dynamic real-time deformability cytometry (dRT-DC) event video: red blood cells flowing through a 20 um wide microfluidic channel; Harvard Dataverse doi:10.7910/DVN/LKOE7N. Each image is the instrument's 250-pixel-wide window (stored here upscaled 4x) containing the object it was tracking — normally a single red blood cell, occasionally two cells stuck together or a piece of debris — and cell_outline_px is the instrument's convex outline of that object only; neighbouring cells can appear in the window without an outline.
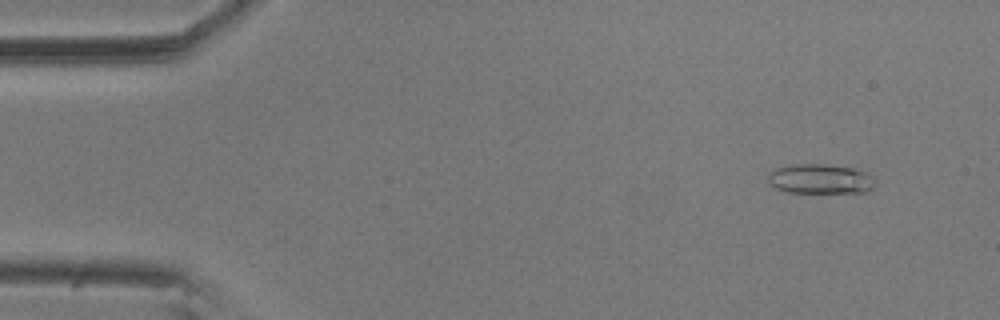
{"species": "common noctule bat (a hibernating species)", "species_latin": "Nyctalus noctula", "temperature_condition": "room temperature", "stored_images_in_passage": 26, "camera_frame_rate_fps": 3000, "um_per_image_px": 0.085, "animal": {"sex": "male", "body_mass_g": 20.5, "forearm_length_mm": 52.5}, "frame": {"image": 1, "passage_image": 3, "time_ms": 0.667, "image_size_px": [1000, 320], "cell_outline_px": [[876, 184], [872, 188], [864, 192], [788, 192], [776, 188], [768, 180], [768, 176], [776, 168], [788, 164], [828, 164], [852, 168], [864, 172], [872, 176], [876, 180]], "centroid_in_image_um": [69.74, 15.2], "position_along_channel_um": 15.3, "area_um2": 18.44}}
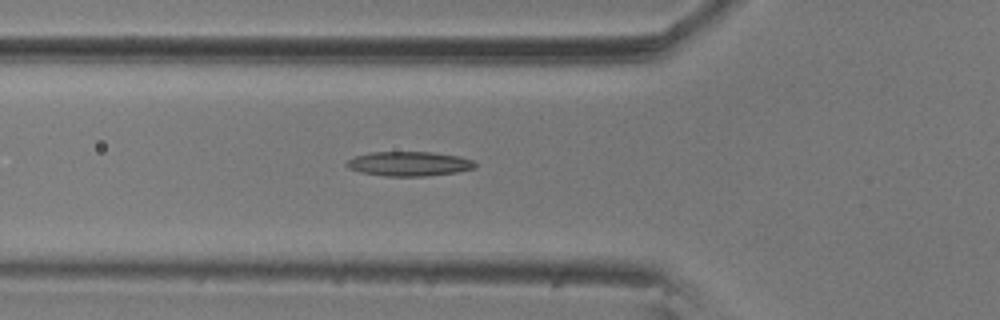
{"frame": {"image": 2, "passage_image": 18, "time_ms": 5.667, "image_size_px": [1000, 320], "cell_outline_px": [[476, 168], [456, 172], [424, 176], [388, 176], [360, 172], [348, 168], [344, 164], [348, 160], [356, 156], [368, 152], [432, 152], [460, 156], [472, 160], [476, 164]], "centroid_in_image_um": [34.76, 13.91], "position_along_channel_um": 91.0, "area_um2": 18.32}}
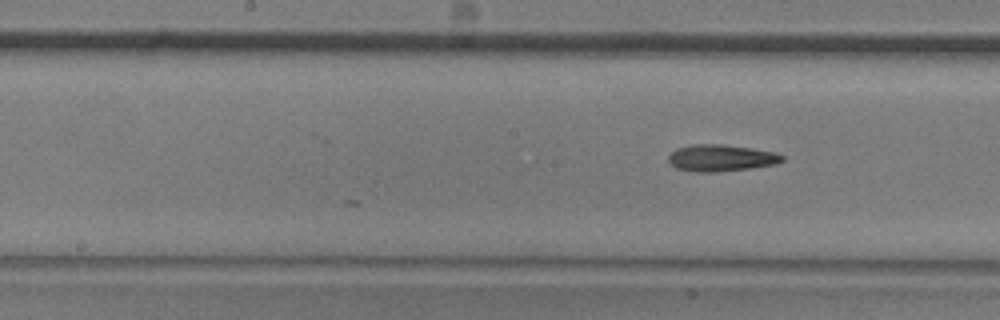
{"frame": {"image": 3, "passage_image": 26, "time_ms": 8.333, "image_size_px": [1000, 320], "cell_outline_px": [[784, 160], [776, 164], [752, 168], [716, 172], [692, 172], [676, 168], [668, 160], [668, 156], [676, 148], [692, 144], [720, 144], [752, 148], [776, 152], [784, 156]], "centroid_in_image_um": [61.29, 13.43], "position_along_channel_um": 186.9, "area_um2": 17.86}}